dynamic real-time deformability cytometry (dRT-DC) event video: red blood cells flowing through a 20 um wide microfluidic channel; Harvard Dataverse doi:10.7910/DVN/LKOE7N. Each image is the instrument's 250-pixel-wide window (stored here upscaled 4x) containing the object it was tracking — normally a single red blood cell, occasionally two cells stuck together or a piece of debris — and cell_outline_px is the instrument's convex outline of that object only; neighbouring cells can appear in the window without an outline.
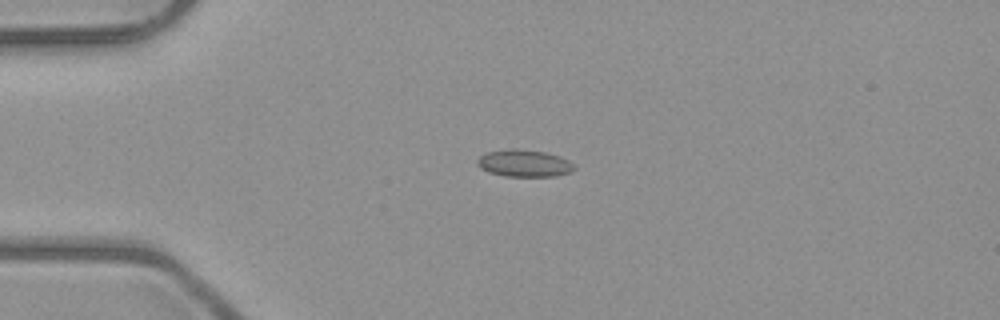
{"species": "common noctule bat (a hibernating species)", "species_latin": "Nyctalus noctula", "temperature_condition": "room temperature", "stored_images_in_passage": 3, "camera_frame_rate_fps": 3000, "um_per_image_px": 0.085, "animal": {"sex": "male", "body_mass_g": 23.1, "forearm_length_mm": 52.7}, "frame": {"image": 1, "passage_image": 2, "time_ms": 1.333, "image_size_px": [1000, 320], "cell_outline_px": [[576, 168], [568, 172], [556, 176], [504, 176], [488, 172], [480, 168], [476, 164], [476, 160], [484, 152], [512, 148], [516, 148], [544, 152], [560, 156], [568, 160]], "centroid_in_image_um": [44.5, 13.87], "position_along_channel_um": 40.5, "area_um2": 15.37}}